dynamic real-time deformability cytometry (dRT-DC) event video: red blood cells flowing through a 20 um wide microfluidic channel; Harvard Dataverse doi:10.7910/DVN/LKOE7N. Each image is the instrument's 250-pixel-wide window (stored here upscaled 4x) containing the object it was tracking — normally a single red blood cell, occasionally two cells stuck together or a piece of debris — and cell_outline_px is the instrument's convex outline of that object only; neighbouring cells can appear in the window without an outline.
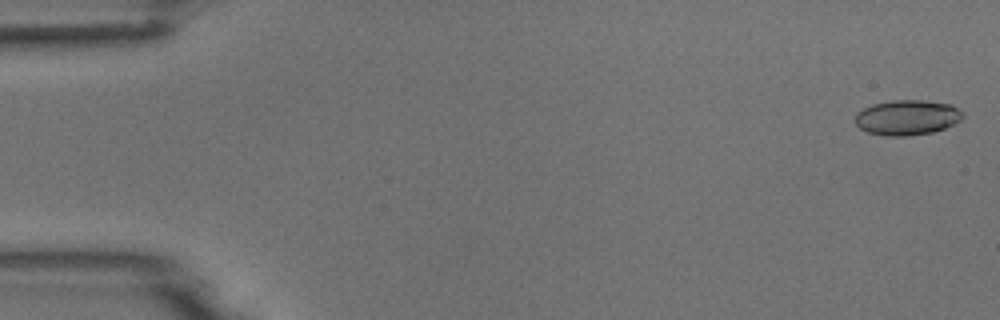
{"species": "common noctule bat (a hibernating species)", "species_latin": "Nyctalus noctula", "temperature_condition": "room temperature", "stored_images_in_passage": 53, "camera_frame_rate_fps": 3000, "um_per_image_px": 0.085, "animal": {"sex": "male", "body_mass_g": 18.8}, "frame": {"image": 1, "passage_image": 1, "time_ms": 0.0, "image_size_px": [1000, 320], "cell_outline_px": [[964, 116], [960, 120], [944, 128], [932, 132], [904, 136], [888, 136], [868, 132], [860, 128], [856, 124], [856, 112], [872, 104], [892, 100], [924, 100], [952, 104], [964, 112]], "centroid_in_image_um": [77.12, 9.97], "position_along_channel_um": 7.9, "area_um2": 22.02}}
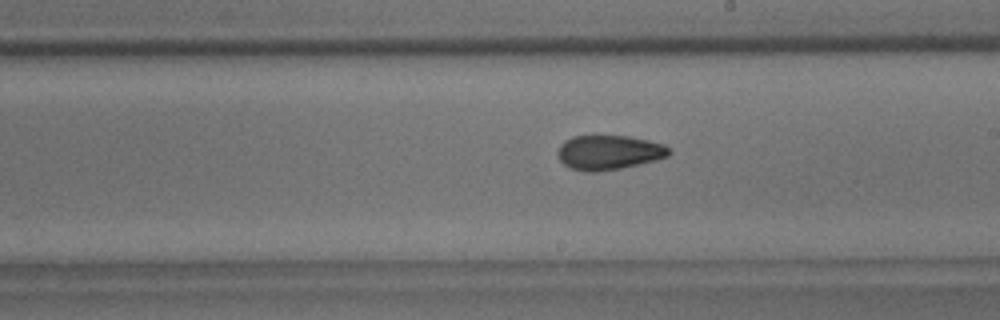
{"frame": {"image": 2, "passage_image": 30, "time_ms": 9.667, "image_size_px": [1000, 320], "cell_outline_px": [[672, 152], [668, 156], [656, 160], [620, 168], [596, 172], [584, 172], [568, 168], [560, 160], [556, 152], [560, 144], [564, 140], [572, 136], [628, 136], [648, 140], [664, 144]], "centroid_in_image_um": [51.72, 12.96], "position_along_channel_um": 237.3, "area_um2": 22.54}}
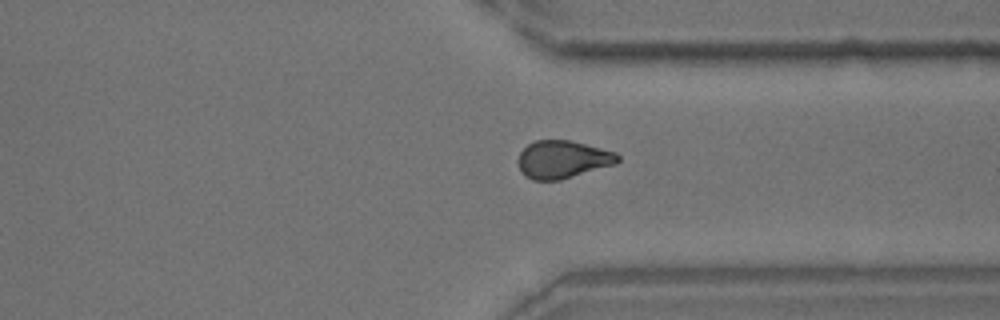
{"frame": {"image": 3, "passage_image": 40, "time_ms": 13.0, "image_size_px": [1000, 320], "cell_outline_px": [[620, 160], [616, 164], [560, 180], [532, 180], [524, 176], [520, 172], [516, 160], [520, 152], [528, 144], [536, 140], [572, 140], [616, 152], [620, 156]], "centroid_in_image_um": [47.81, 13.55], "position_along_channel_um": 363.6, "area_um2": 22.25}}